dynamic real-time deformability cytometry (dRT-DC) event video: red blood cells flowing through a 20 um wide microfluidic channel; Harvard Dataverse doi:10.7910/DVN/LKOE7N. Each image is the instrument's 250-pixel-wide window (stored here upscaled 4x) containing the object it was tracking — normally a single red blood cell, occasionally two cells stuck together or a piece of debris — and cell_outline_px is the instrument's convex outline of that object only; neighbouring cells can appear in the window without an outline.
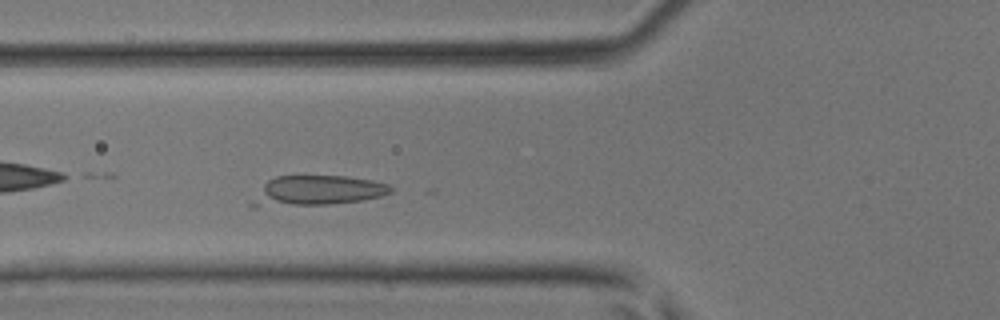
{"species": "common noctule bat (a hibernating species)", "species_latin": "Nyctalus noctula", "temperature_condition": "room temperature", "stored_images_in_passage": 25, "camera_frame_rate_fps": 3000, "um_per_image_px": 0.085, "animal": {"sex": "male", "body_mass_g": 17.9, "forearm_length_mm": 54.2}, "frame": {"image": 1, "passage_image": 10, "time_ms": 3.0, "image_size_px": [1000, 320], "cell_outline_px": [[392, 192], [380, 196], [364, 200], [328, 204], [256, 208], [252, 208], [248, 204], [264, 184], [268, 180], [276, 176], [344, 176], [372, 180], [388, 184], [392, 188]], "centroid_in_image_um": [26.88, 16.23], "position_along_channel_um": 98.9, "area_um2": 24.51}}
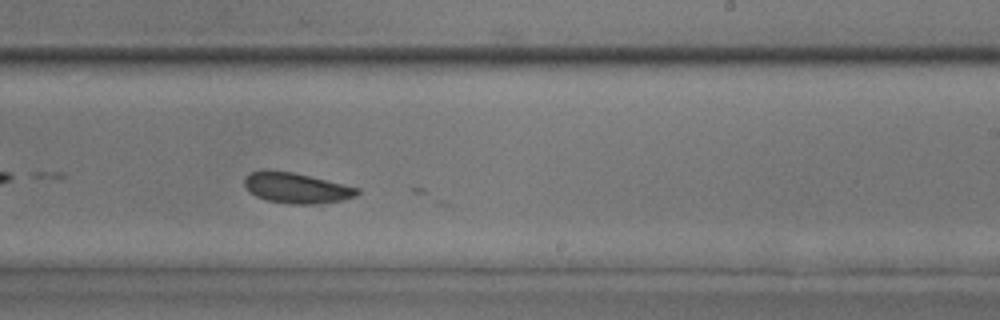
{"frame": {"image": 2, "passage_image": 21, "time_ms": 6.667, "image_size_px": [1000, 320], "cell_outline_px": [[360, 192], [356, 196], [340, 200], [320, 204], [288, 204], [268, 200], [256, 196], [248, 192], [244, 184], [244, 176], [248, 172], [260, 168], [264, 168], [292, 172], [360, 188]], "centroid_in_image_um": [25.11, 15.95], "position_along_channel_um": 263.9, "area_um2": 20.4}}